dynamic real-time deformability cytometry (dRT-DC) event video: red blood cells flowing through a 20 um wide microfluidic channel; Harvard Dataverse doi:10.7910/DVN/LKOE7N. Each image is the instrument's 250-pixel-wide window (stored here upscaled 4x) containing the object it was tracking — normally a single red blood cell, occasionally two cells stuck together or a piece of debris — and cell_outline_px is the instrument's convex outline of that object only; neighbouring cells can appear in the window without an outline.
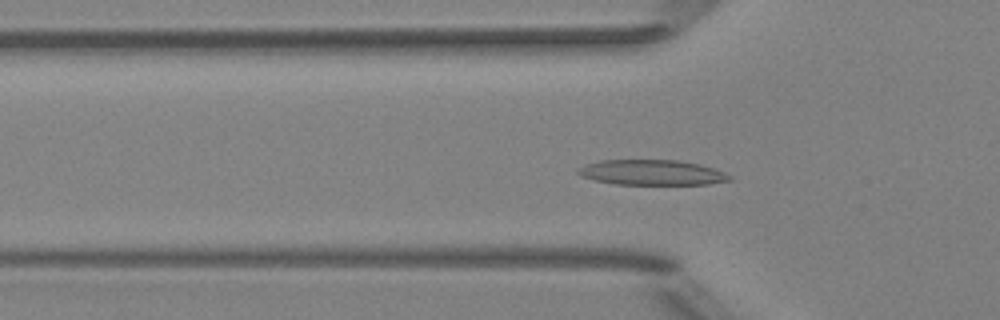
{"species": "Egyptian fruit bat (a non-hibernating species)", "species_latin": "Rousettus aegyptiacus", "temperature_condition": "room temperature", "stored_images_in_passage": 50, "camera_frame_rate_fps": 3000, "um_per_image_px": 0.085, "animal": {"sex": "female"}, "frame": {"image": 1, "passage_image": 15, "time_ms": 4.667, "image_size_px": [1000, 320], "cell_outline_px": [[732, 180], [708, 184], [616, 184], [596, 180], [580, 176], [576, 172], [576, 168], [584, 164], [600, 160], [676, 160], [700, 164], [724, 172], [732, 176]], "centroid_in_image_um": [55.37, 14.65], "position_along_channel_um": 70.4, "area_um2": 22.31}}
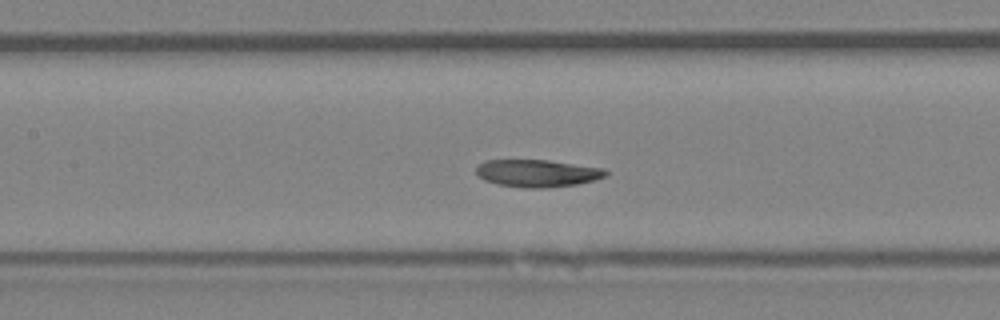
{"frame": {"image": 2, "passage_image": 22, "time_ms": 7.0, "image_size_px": [1000, 320], "cell_outline_px": [[608, 176], [596, 180], [576, 184], [548, 188], [524, 188], [496, 184], [484, 180], [476, 172], [476, 168], [484, 160], [548, 160], [604, 168], [608, 172]], "centroid_in_image_um": [45.7, 14.73], "position_along_channel_um": 161.7, "area_um2": 20.81}}
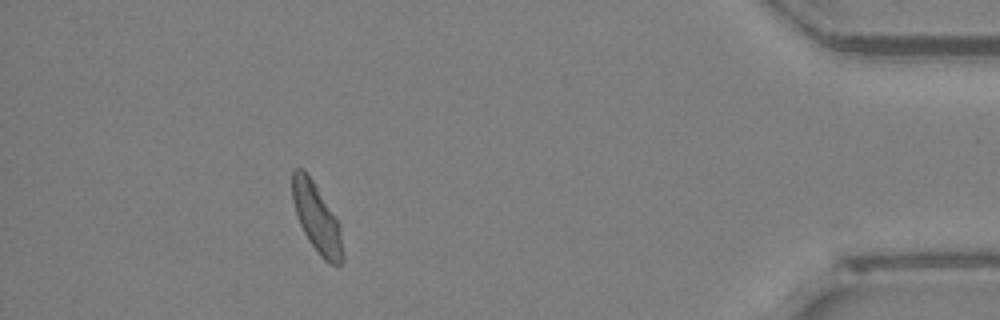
{"frame": {"image": 3, "passage_image": 45, "time_ms": 14.667, "image_size_px": [1000, 320], "cell_outline_px": [[344, 260], [340, 264], [332, 264], [324, 260], [320, 256], [308, 240], [300, 224], [292, 200], [292, 172], [296, 168], [304, 168], [336, 216], [340, 232], [344, 256]], "centroid_in_image_um": [26.91, 18.53], "position_along_channel_um": 408.3, "area_um2": 20.06}, "authors_computed_cell_mechanics": {"area_um2": 21.1548, "velocity_mm_per_s": 3.9202, "shape_relaxation_time_tau1_ms": null, "shape_relaxation_time_tau2_ms": 4.9369, "deformation_change_tau1": null, "deformation_change_tau2": 0.1116}}